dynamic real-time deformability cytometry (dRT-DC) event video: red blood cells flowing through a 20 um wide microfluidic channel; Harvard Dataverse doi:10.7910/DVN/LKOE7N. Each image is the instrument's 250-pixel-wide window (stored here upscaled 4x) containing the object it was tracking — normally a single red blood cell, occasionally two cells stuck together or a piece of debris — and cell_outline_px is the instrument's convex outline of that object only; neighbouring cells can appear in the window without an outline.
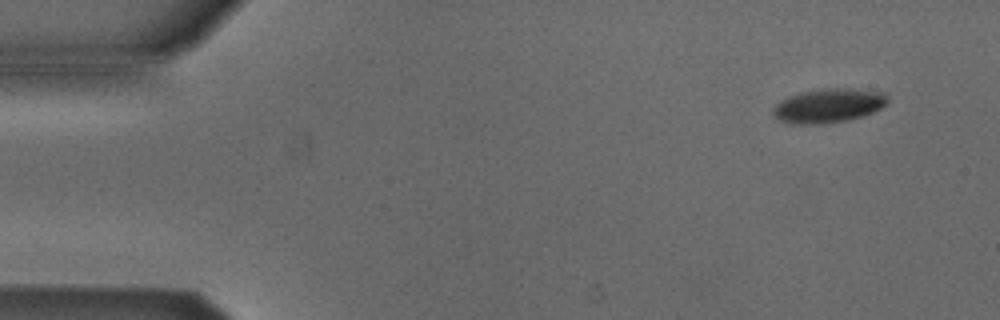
{"species": "Egyptian fruit bat (a non-hibernating species)", "species_latin": "Rousettus aegyptiacus", "temperature_condition": "cold", "stored_images_in_passage": 4, "camera_frame_rate_fps": 3000, "um_per_image_px": 0.085, "animal": {"sex": "male"}, "frame": {"image": 1, "passage_image": 1, "time_ms": 0.0, "image_size_px": [1000, 320], "cell_outline_px": [[888, 100], [880, 108], [864, 116], [848, 120], [816, 124], [800, 124], [780, 120], [772, 112], [776, 104], [792, 96], [804, 92], [832, 88], [852, 88], [884, 92], [888, 96]], "centroid_in_image_um": [70.49, 8.98], "position_along_channel_um": 14.5, "area_um2": 22.2}}
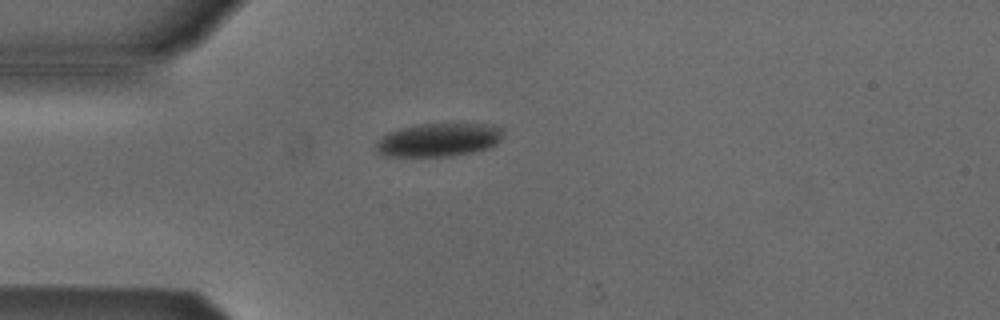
{"frame": {"image": 2, "passage_image": 4, "time_ms": 1.0, "image_size_px": [1000, 320], "cell_outline_px": [[500, 140], [496, 144], [488, 148], [472, 152], [452, 156], [380, 156], [376, 152], [376, 144], [388, 132], [400, 128], [420, 124], [480, 124], [500, 128]], "centroid_in_image_um": [37.21, 11.91], "position_along_channel_um": 47.8, "area_um2": 24.33}}